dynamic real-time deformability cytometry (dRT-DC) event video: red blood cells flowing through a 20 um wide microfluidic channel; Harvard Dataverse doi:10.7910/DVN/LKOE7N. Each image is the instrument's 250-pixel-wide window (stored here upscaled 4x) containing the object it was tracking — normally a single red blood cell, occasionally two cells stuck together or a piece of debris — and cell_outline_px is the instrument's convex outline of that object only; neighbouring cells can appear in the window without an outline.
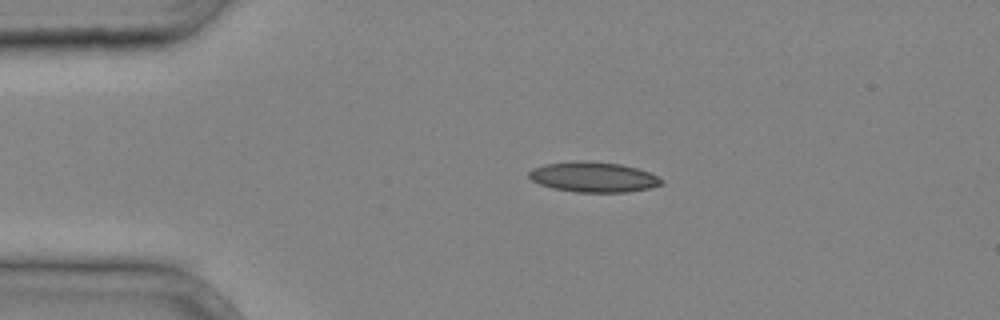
{"species": "common noctule bat (a hibernating species)", "species_latin": "Nyctalus noctula", "temperature_condition": "cold", "stored_images_in_passage": 2, "camera_frame_rate_fps": 3000, "um_per_image_px": 0.085, "animal": {"sex": "male", "body_mass_g": 20.4}, "frame": {"image": 1, "passage_image": 1, "time_ms": 0.0, "image_size_px": [1000, 320], "cell_outline_px": [[664, 184], [652, 188], [628, 192], [576, 192], [552, 188], [540, 184], [532, 180], [528, 176], [528, 172], [532, 168], [544, 164], [576, 160], [588, 160], [620, 164], [636, 168], [648, 172], [664, 180]], "centroid_in_image_um": [50.44, 15.04], "position_along_channel_um": 34.6, "area_um2": 23.58}}
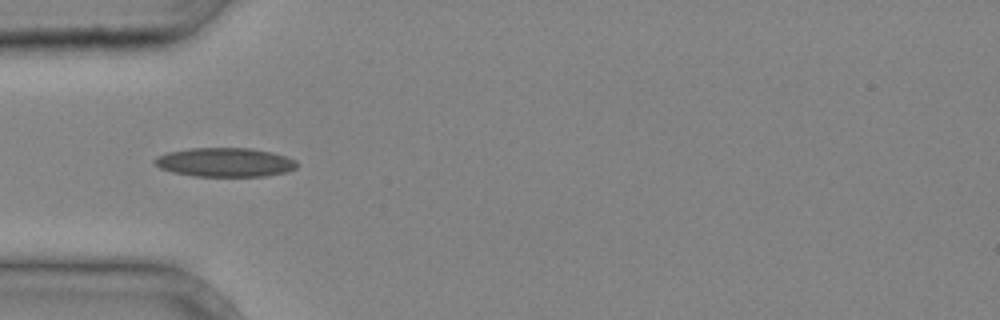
{"frame": {"image": 2, "passage_image": 2, "time_ms": 0.333, "image_size_px": [1000, 320], "cell_outline_px": [[300, 164], [296, 168], [288, 172], [264, 176], [196, 176], [172, 172], [160, 168], [152, 164], [152, 160], [156, 156], [168, 152], [188, 148], [252, 148], [272, 152], [296, 160]], "centroid_in_image_um": [19.11, 13.79], "position_along_channel_um": 65.9, "area_um2": 24.33}}